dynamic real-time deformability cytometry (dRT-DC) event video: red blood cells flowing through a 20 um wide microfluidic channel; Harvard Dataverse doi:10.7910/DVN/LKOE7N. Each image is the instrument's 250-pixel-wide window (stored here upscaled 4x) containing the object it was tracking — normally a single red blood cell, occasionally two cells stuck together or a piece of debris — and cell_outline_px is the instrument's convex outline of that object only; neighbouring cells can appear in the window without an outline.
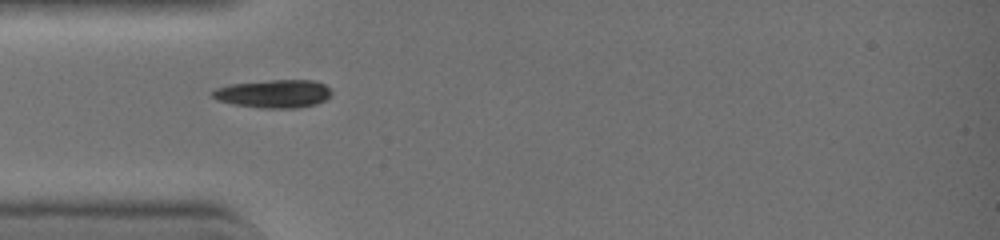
{"species": "common noctule bat (a hibernating species)", "species_latin": "Nyctalus noctula", "temperature_condition": "warm", "stored_images_in_passage": 31, "camera_frame_rate_fps": 3000, "um_per_image_px": 0.085, "animal": {"sex": "female", "body_mass_g": 19.0, "forearm_length_mm": 51.5}, "frame": {"image": 1, "passage_image": 1, "time_ms": 0.0, "image_size_px": [1000, 240], "cell_outline_px": [[332, 92], [324, 100], [312, 104], [292, 108], [264, 108], [236, 104], [220, 100], [212, 96], [212, 92], [216, 88], [228, 84], [268, 80], [316, 80], [324, 84]], "centroid_in_image_um": [23.25, 7.94], "position_along_channel_um": 61.7, "area_um2": 19.13}}
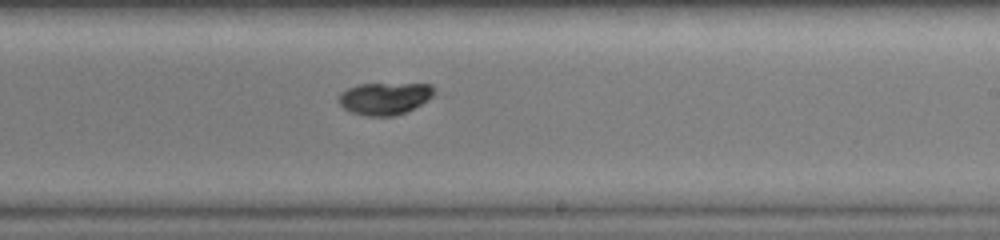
{"frame": {"image": 2, "passage_image": 14, "time_ms": 4.333, "image_size_px": [1000, 240], "cell_outline_px": [[436, 92], [432, 96], [420, 104], [404, 112], [392, 116], [368, 116], [352, 112], [344, 108], [340, 104], [340, 92], [348, 88], [360, 84], [432, 84], [436, 88]], "centroid_in_image_um": [32.72, 8.35], "position_along_channel_um": 256.3, "area_um2": 17.63}}
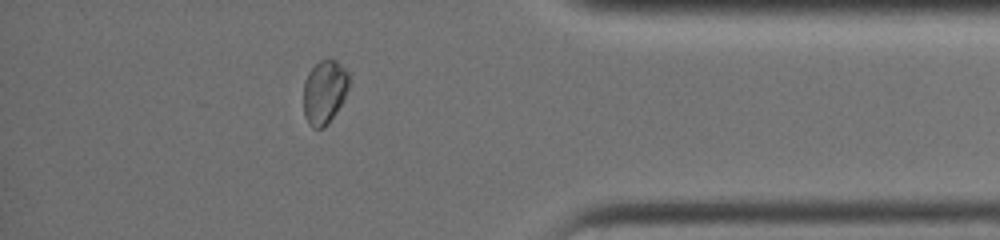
{"frame": {"image": 3, "passage_image": 25, "time_ms": 8.0, "image_size_px": [1000, 240], "cell_outline_px": [[348, 88], [340, 104], [328, 124], [324, 128], [312, 128], [304, 116], [304, 80], [308, 72], [320, 60], [328, 56], [336, 60], [348, 72]], "centroid_in_image_um": [27.55, 7.78], "position_along_channel_um": 407.6, "area_um2": 16.88}, "authors_computed_cell_mechanics": {"area_um2": 17.9758, "velocity_mm_per_s": 4.505, "shape_relaxation_time_tau1_ms": 3.2365, "shape_relaxation_time_tau2_ms": null, "deformation_change_tau1": 0.1678, "deformation_change_tau2": null}}